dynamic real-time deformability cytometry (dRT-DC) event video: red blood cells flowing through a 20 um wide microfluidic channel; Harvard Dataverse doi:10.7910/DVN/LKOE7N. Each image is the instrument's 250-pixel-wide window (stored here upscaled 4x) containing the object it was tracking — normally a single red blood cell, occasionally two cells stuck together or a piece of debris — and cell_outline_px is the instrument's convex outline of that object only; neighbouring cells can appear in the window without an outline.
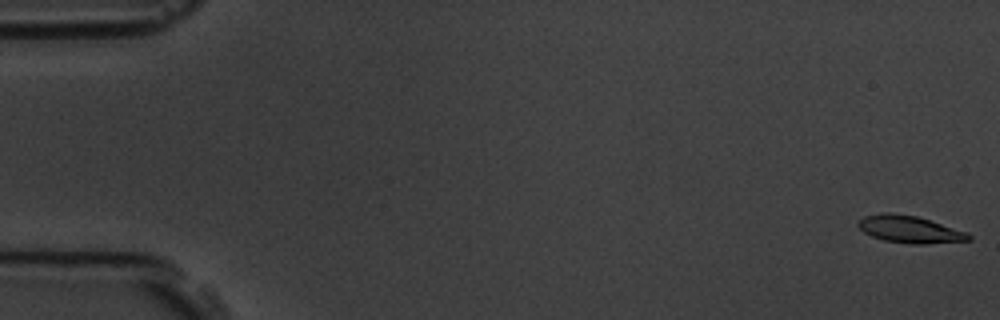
{"species": "common noctule bat (a hibernating species)", "species_latin": "Nyctalus noctula", "temperature_condition": "room temperature", "stored_images_in_passage": 6, "camera_frame_rate_fps": 3000, "um_per_image_px": 0.085, "animal": {"sex": "male", "body_mass_g": 19.5, "forearm_length_mm": 54.6}, "frame": {"image": 1, "passage_image": 1, "time_ms": 0.0, "image_size_px": [1000, 320], "cell_outline_px": [[972, 240], [924, 244], [912, 244], [884, 240], [872, 236], [864, 232], [856, 224], [864, 216], [884, 212], [892, 212], [916, 216], [968, 232], [972, 236]], "centroid_in_image_um": [77.34, 19.49], "position_along_channel_um": 7.7, "area_um2": 17.46}}
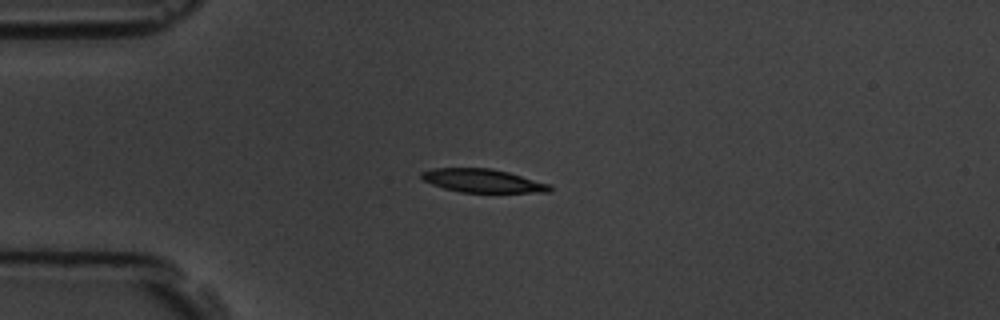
{"frame": {"image": 2, "passage_image": 4, "time_ms": 4.333, "image_size_px": [1000, 320], "cell_outline_px": [[552, 192], [460, 192], [444, 188], [432, 184], [424, 180], [420, 176], [420, 172], [432, 168], [492, 168], [508, 172], [552, 184]], "centroid_in_image_um": [41.05, 15.36], "position_along_channel_um": 43.9, "area_um2": 17.57}}
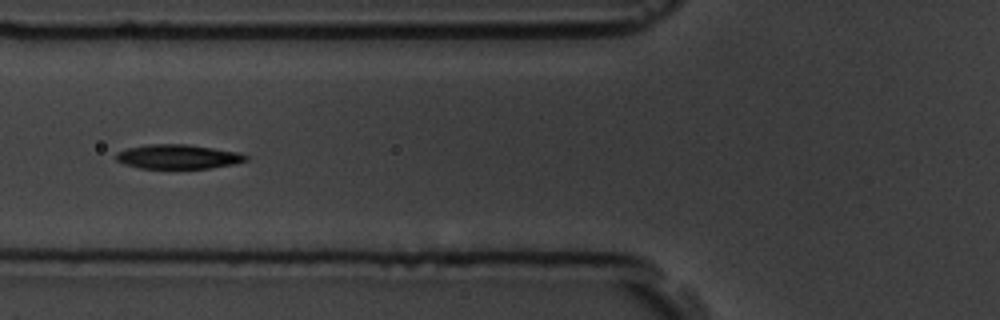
{"frame": {"image": 3, "passage_image": 6, "time_ms": 6.667, "image_size_px": [1000, 320], "cell_outline_px": [[248, 160], [232, 164], [208, 168], [140, 168], [124, 164], [116, 160], [116, 152], [128, 148], [148, 144], [188, 144], [240, 152], [248, 156]], "centroid_in_image_um": [15.13, 13.31], "position_along_channel_um": 110.7, "area_um2": 18.38}}